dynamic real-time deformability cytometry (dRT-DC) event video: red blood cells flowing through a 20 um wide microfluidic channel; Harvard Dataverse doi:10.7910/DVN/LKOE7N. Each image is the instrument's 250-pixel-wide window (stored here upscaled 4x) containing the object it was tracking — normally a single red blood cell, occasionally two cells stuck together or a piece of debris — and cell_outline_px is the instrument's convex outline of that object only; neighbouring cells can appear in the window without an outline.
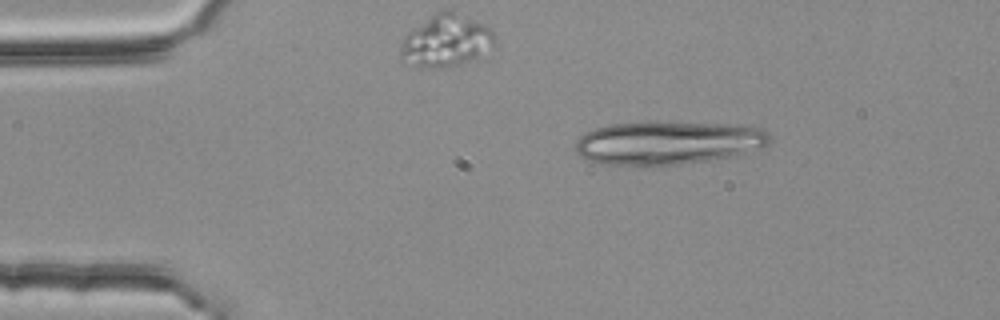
{"species": "common noctule bat (a hibernating species)", "species_latin": "Nyctalus noctula", "temperature_condition": "room temperature", "stored_images_in_passage": 45, "segment_of_instrument_passage": [1, 2], "camera_frame_rate_fps": 3000, "um_per_image_px": 0.085, "animal": {"sex": "female", "body_mass_g": 25.1}, "frame": {"image": 1, "passage_image": 1, "time_ms": 0.0, "image_size_px": [1000, 320], "cell_outline_px": [[772, 140], [764, 148], [732, 156], [708, 160], [680, 164], [648, 168], [644, 168], [600, 164], [584, 160], [576, 152], [576, 140], [584, 132], [596, 128], [612, 124], [652, 120], [660, 120], [728, 124], [764, 128], [768, 132]], "centroid_in_image_um": [56.74, 12.14], "position_along_channel_um": 28.3, "area_um2": 51.1}}